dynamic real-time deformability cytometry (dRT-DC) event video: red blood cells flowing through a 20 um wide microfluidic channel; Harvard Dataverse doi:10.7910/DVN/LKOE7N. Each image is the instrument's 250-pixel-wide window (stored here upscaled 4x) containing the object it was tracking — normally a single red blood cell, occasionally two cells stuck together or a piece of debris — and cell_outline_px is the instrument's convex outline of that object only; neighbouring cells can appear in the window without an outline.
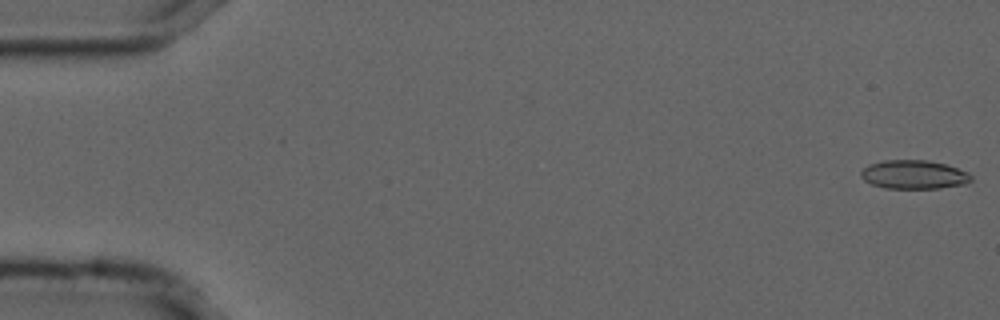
{"species": "common noctule bat (a hibernating species)", "species_latin": "Nyctalus noctula", "temperature_condition": "cold", "stored_images_in_passage": 16, "camera_frame_rate_fps": 3000, "um_per_image_px": 0.085, "animal": {"sex": "male", "forearm_length_mm": 52.5}, "frame": {"image": 1, "passage_image": 1, "time_ms": 0.0, "image_size_px": [1000, 320], "cell_outline_px": [[972, 180], [968, 184], [940, 188], [884, 188], [872, 184], [864, 180], [860, 176], [860, 172], [868, 164], [884, 160], [928, 160], [944, 164], [968, 172], [972, 176]], "centroid_in_image_um": [77.68, 14.84], "position_along_channel_um": 7.3, "area_um2": 18.55}}
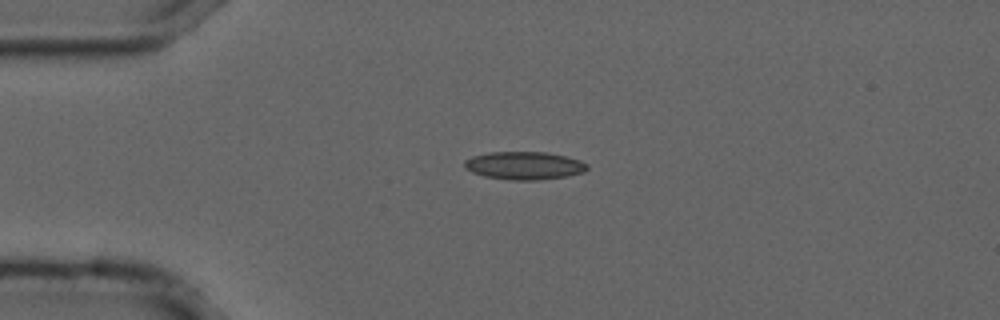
{"frame": {"image": 2, "passage_image": 13, "time_ms": 4.0, "image_size_px": [1000, 320], "cell_outline_px": [[588, 168], [584, 172], [568, 176], [536, 180], [512, 180], [484, 176], [472, 172], [464, 168], [464, 160], [472, 156], [488, 152], [544, 152], [564, 156], [580, 160], [588, 164]], "centroid_in_image_um": [44.55, 14.07], "position_along_channel_um": 40.5, "area_um2": 20.0}}